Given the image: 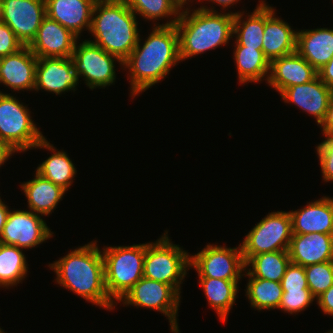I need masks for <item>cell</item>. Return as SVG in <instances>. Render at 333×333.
Listing matches in <instances>:
<instances>
[{"instance_id": "obj_25", "label": "cell", "mask_w": 333, "mask_h": 333, "mask_svg": "<svg viewBox=\"0 0 333 333\" xmlns=\"http://www.w3.org/2000/svg\"><path fill=\"white\" fill-rule=\"evenodd\" d=\"M34 148H46L53 152L50 157L39 164L36 172L68 191L77 171L66 152L57 151L56 147L54 148L45 137Z\"/></svg>"}, {"instance_id": "obj_19", "label": "cell", "mask_w": 333, "mask_h": 333, "mask_svg": "<svg viewBox=\"0 0 333 333\" xmlns=\"http://www.w3.org/2000/svg\"><path fill=\"white\" fill-rule=\"evenodd\" d=\"M288 253L291 263L303 267L333 261V234H292Z\"/></svg>"}, {"instance_id": "obj_21", "label": "cell", "mask_w": 333, "mask_h": 333, "mask_svg": "<svg viewBox=\"0 0 333 333\" xmlns=\"http://www.w3.org/2000/svg\"><path fill=\"white\" fill-rule=\"evenodd\" d=\"M292 234H333V198H320L298 210H291Z\"/></svg>"}, {"instance_id": "obj_14", "label": "cell", "mask_w": 333, "mask_h": 333, "mask_svg": "<svg viewBox=\"0 0 333 333\" xmlns=\"http://www.w3.org/2000/svg\"><path fill=\"white\" fill-rule=\"evenodd\" d=\"M78 39L70 30L46 16L28 47L38 58H67L73 55Z\"/></svg>"}, {"instance_id": "obj_13", "label": "cell", "mask_w": 333, "mask_h": 333, "mask_svg": "<svg viewBox=\"0 0 333 333\" xmlns=\"http://www.w3.org/2000/svg\"><path fill=\"white\" fill-rule=\"evenodd\" d=\"M2 4V22L12 29L24 46H28L46 17L45 0H2Z\"/></svg>"}, {"instance_id": "obj_29", "label": "cell", "mask_w": 333, "mask_h": 333, "mask_svg": "<svg viewBox=\"0 0 333 333\" xmlns=\"http://www.w3.org/2000/svg\"><path fill=\"white\" fill-rule=\"evenodd\" d=\"M290 263L288 250L267 252L253 255L245 263L246 269L250 266L245 271L255 278L281 282Z\"/></svg>"}, {"instance_id": "obj_17", "label": "cell", "mask_w": 333, "mask_h": 333, "mask_svg": "<svg viewBox=\"0 0 333 333\" xmlns=\"http://www.w3.org/2000/svg\"><path fill=\"white\" fill-rule=\"evenodd\" d=\"M38 57L24 46L0 58V83L14 91L34 90Z\"/></svg>"}, {"instance_id": "obj_3", "label": "cell", "mask_w": 333, "mask_h": 333, "mask_svg": "<svg viewBox=\"0 0 333 333\" xmlns=\"http://www.w3.org/2000/svg\"><path fill=\"white\" fill-rule=\"evenodd\" d=\"M136 19L124 1L96 0L89 31L95 40L88 41L124 62L140 37Z\"/></svg>"}, {"instance_id": "obj_20", "label": "cell", "mask_w": 333, "mask_h": 333, "mask_svg": "<svg viewBox=\"0 0 333 333\" xmlns=\"http://www.w3.org/2000/svg\"><path fill=\"white\" fill-rule=\"evenodd\" d=\"M96 0H45L46 16L79 38L83 29L90 31Z\"/></svg>"}, {"instance_id": "obj_18", "label": "cell", "mask_w": 333, "mask_h": 333, "mask_svg": "<svg viewBox=\"0 0 333 333\" xmlns=\"http://www.w3.org/2000/svg\"><path fill=\"white\" fill-rule=\"evenodd\" d=\"M317 76L318 71L297 52H293L271 61L267 83L281 93L288 87L308 83Z\"/></svg>"}, {"instance_id": "obj_24", "label": "cell", "mask_w": 333, "mask_h": 333, "mask_svg": "<svg viewBox=\"0 0 333 333\" xmlns=\"http://www.w3.org/2000/svg\"><path fill=\"white\" fill-rule=\"evenodd\" d=\"M21 188L27 197L30 211L48 216L63 198L66 190L45 179L37 172L35 178L22 183Z\"/></svg>"}, {"instance_id": "obj_5", "label": "cell", "mask_w": 333, "mask_h": 333, "mask_svg": "<svg viewBox=\"0 0 333 333\" xmlns=\"http://www.w3.org/2000/svg\"><path fill=\"white\" fill-rule=\"evenodd\" d=\"M105 287L109 297L118 301L142 277L145 244L104 247Z\"/></svg>"}, {"instance_id": "obj_38", "label": "cell", "mask_w": 333, "mask_h": 333, "mask_svg": "<svg viewBox=\"0 0 333 333\" xmlns=\"http://www.w3.org/2000/svg\"><path fill=\"white\" fill-rule=\"evenodd\" d=\"M317 304L321 310L328 315L333 316V285L329 287L317 299Z\"/></svg>"}, {"instance_id": "obj_1", "label": "cell", "mask_w": 333, "mask_h": 333, "mask_svg": "<svg viewBox=\"0 0 333 333\" xmlns=\"http://www.w3.org/2000/svg\"><path fill=\"white\" fill-rule=\"evenodd\" d=\"M157 25L143 45L139 37L137 45L123 62V69L125 66L130 72L131 97L160 82L181 61L176 26Z\"/></svg>"}, {"instance_id": "obj_10", "label": "cell", "mask_w": 333, "mask_h": 333, "mask_svg": "<svg viewBox=\"0 0 333 333\" xmlns=\"http://www.w3.org/2000/svg\"><path fill=\"white\" fill-rule=\"evenodd\" d=\"M71 60L78 78L83 76L86 85L92 90L104 88L115 82V60L123 66L119 58L88 40L79 45L76 42Z\"/></svg>"}, {"instance_id": "obj_11", "label": "cell", "mask_w": 333, "mask_h": 333, "mask_svg": "<svg viewBox=\"0 0 333 333\" xmlns=\"http://www.w3.org/2000/svg\"><path fill=\"white\" fill-rule=\"evenodd\" d=\"M194 268L199 277L240 280L246 272L241 246L206 245L200 252L190 256V269Z\"/></svg>"}, {"instance_id": "obj_34", "label": "cell", "mask_w": 333, "mask_h": 333, "mask_svg": "<svg viewBox=\"0 0 333 333\" xmlns=\"http://www.w3.org/2000/svg\"><path fill=\"white\" fill-rule=\"evenodd\" d=\"M316 300L310 290H283L278 309L293 314L304 311Z\"/></svg>"}, {"instance_id": "obj_27", "label": "cell", "mask_w": 333, "mask_h": 333, "mask_svg": "<svg viewBox=\"0 0 333 333\" xmlns=\"http://www.w3.org/2000/svg\"><path fill=\"white\" fill-rule=\"evenodd\" d=\"M234 50V60L240 83L261 82L262 79L268 81L271 62L264 55L263 50L242 45H235Z\"/></svg>"}, {"instance_id": "obj_8", "label": "cell", "mask_w": 333, "mask_h": 333, "mask_svg": "<svg viewBox=\"0 0 333 333\" xmlns=\"http://www.w3.org/2000/svg\"><path fill=\"white\" fill-rule=\"evenodd\" d=\"M292 238L289 212H271L254 226L240 244L245 263L253 256L288 250Z\"/></svg>"}, {"instance_id": "obj_40", "label": "cell", "mask_w": 333, "mask_h": 333, "mask_svg": "<svg viewBox=\"0 0 333 333\" xmlns=\"http://www.w3.org/2000/svg\"><path fill=\"white\" fill-rule=\"evenodd\" d=\"M318 76L333 91V56L318 70Z\"/></svg>"}, {"instance_id": "obj_32", "label": "cell", "mask_w": 333, "mask_h": 333, "mask_svg": "<svg viewBox=\"0 0 333 333\" xmlns=\"http://www.w3.org/2000/svg\"><path fill=\"white\" fill-rule=\"evenodd\" d=\"M124 1L127 6L135 13L139 14L147 20H158V18H168V16L174 19L167 21L161 26L175 25L180 15V8L173 2V0H121Z\"/></svg>"}, {"instance_id": "obj_41", "label": "cell", "mask_w": 333, "mask_h": 333, "mask_svg": "<svg viewBox=\"0 0 333 333\" xmlns=\"http://www.w3.org/2000/svg\"><path fill=\"white\" fill-rule=\"evenodd\" d=\"M18 151L15 150L8 142L0 139V167L3 165L12 155Z\"/></svg>"}, {"instance_id": "obj_45", "label": "cell", "mask_w": 333, "mask_h": 333, "mask_svg": "<svg viewBox=\"0 0 333 333\" xmlns=\"http://www.w3.org/2000/svg\"><path fill=\"white\" fill-rule=\"evenodd\" d=\"M2 18H3V4L2 0H0V23L2 22Z\"/></svg>"}, {"instance_id": "obj_15", "label": "cell", "mask_w": 333, "mask_h": 333, "mask_svg": "<svg viewBox=\"0 0 333 333\" xmlns=\"http://www.w3.org/2000/svg\"><path fill=\"white\" fill-rule=\"evenodd\" d=\"M79 78L74 69L71 57L38 58L34 90L60 95L70 90L75 91Z\"/></svg>"}, {"instance_id": "obj_9", "label": "cell", "mask_w": 333, "mask_h": 333, "mask_svg": "<svg viewBox=\"0 0 333 333\" xmlns=\"http://www.w3.org/2000/svg\"><path fill=\"white\" fill-rule=\"evenodd\" d=\"M119 301L127 306L160 311L168 317L170 330L179 333L177 314L180 294L171 285L142 277Z\"/></svg>"}, {"instance_id": "obj_42", "label": "cell", "mask_w": 333, "mask_h": 333, "mask_svg": "<svg viewBox=\"0 0 333 333\" xmlns=\"http://www.w3.org/2000/svg\"><path fill=\"white\" fill-rule=\"evenodd\" d=\"M9 212H10V210H9L8 206L5 205V203L1 200V197H0V238L2 236Z\"/></svg>"}, {"instance_id": "obj_12", "label": "cell", "mask_w": 333, "mask_h": 333, "mask_svg": "<svg viewBox=\"0 0 333 333\" xmlns=\"http://www.w3.org/2000/svg\"><path fill=\"white\" fill-rule=\"evenodd\" d=\"M52 234L40 214L26 210H10L0 243L21 249L34 248L50 239Z\"/></svg>"}, {"instance_id": "obj_37", "label": "cell", "mask_w": 333, "mask_h": 333, "mask_svg": "<svg viewBox=\"0 0 333 333\" xmlns=\"http://www.w3.org/2000/svg\"><path fill=\"white\" fill-rule=\"evenodd\" d=\"M24 45L16 37L12 29L5 23H0V58L16 53Z\"/></svg>"}, {"instance_id": "obj_31", "label": "cell", "mask_w": 333, "mask_h": 333, "mask_svg": "<svg viewBox=\"0 0 333 333\" xmlns=\"http://www.w3.org/2000/svg\"><path fill=\"white\" fill-rule=\"evenodd\" d=\"M22 251L17 246L0 243V287H13L27 275L28 265Z\"/></svg>"}, {"instance_id": "obj_16", "label": "cell", "mask_w": 333, "mask_h": 333, "mask_svg": "<svg viewBox=\"0 0 333 333\" xmlns=\"http://www.w3.org/2000/svg\"><path fill=\"white\" fill-rule=\"evenodd\" d=\"M332 90L317 76L308 83L284 89L280 96L286 103H294L303 111L313 115L318 125L324 120Z\"/></svg>"}, {"instance_id": "obj_33", "label": "cell", "mask_w": 333, "mask_h": 333, "mask_svg": "<svg viewBox=\"0 0 333 333\" xmlns=\"http://www.w3.org/2000/svg\"><path fill=\"white\" fill-rule=\"evenodd\" d=\"M305 275L308 288L317 299L333 285V261L306 266Z\"/></svg>"}, {"instance_id": "obj_35", "label": "cell", "mask_w": 333, "mask_h": 333, "mask_svg": "<svg viewBox=\"0 0 333 333\" xmlns=\"http://www.w3.org/2000/svg\"><path fill=\"white\" fill-rule=\"evenodd\" d=\"M283 290H310L305 275V267L290 263L281 279Z\"/></svg>"}, {"instance_id": "obj_44", "label": "cell", "mask_w": 333, "mask_h": 333, "mask_svg": "<svg viewBox=\"0 0 333 333\" xmlns=\"http://www.w3.org/2000/svg\"><path fill=\"white\" fill-rule=\"evenodd\" d=\"M173 2L180 8V10H182V8H185L184 5L188 4L187 0H173Z\"/></svg>"}, {"instance_id": "obj_39", "label": "cell", "mask_w": 333, "mask_h": 333, "mask_svg": "<svg viewBox=\"0 0 333 333\" xmlns=\"http://www.w3.org/2000/svg\"><path fill=\"white\" fill-rule=\"evenodd\" d=\"M320 127L324 136L333 137V92L329 101L328 109Z\"/></svg>"}, {"instance_id": "obj_43", "label": "cell", "mask_w": 333, "mask_h": 333, "mask_svg": "<svg viewBox=\"0 0 333 333\" xmlns=\"http://www.w3.org/2000/svg\"><path fill=\"white\" fill-rule=\"evenodd\" d=\"M201 1V0H199ZM207 1V0H206ZM209 2H213V3H217V5H220L222 7H224L225 9H227L226 7L229 6V8L234 5V3L236 2H239V0H208ZM231 5V6H230Z\"/></svg>"}, {"instance_id": "obj_26", "label": "cell", "mask_w": 333, "mask_h": 333, "mask_svg": "<svg viewBox=\"0 0 333 333\" xmlns=\"http://www.w3.org/2000/svg\"><path fill=\"white\" fill-rule=\"evenodd\" d=\"M207 301L216 310L219 319L225 322L229 311L235 304L240 280L199 277Z\"/></svg>"}, {"instance_id": "obj_23", "label": "cell", "mask_w": 333, "mask_h": 333, "mask_svg": "<svg viewBox=\"0 0 333 333\" xmlns=\"http://www.w3.org/2000/svg\"><path fill=\"white\" fill-rule=\"evenodd\" d=\"M296 52L318 71L333 56V29L297 31Z\"/></svg>"}, {"instance_id": "obj_6", "label": "cell", "mask_w": 333, "mask_h": 333, "mask_svg": "<svg viewBox=\"0 0 333 333\" xmlns=\"http://www.w3.org/2000/svg\"><path fill=\"white\" fill-rule=\"evenodd\" d=\"M187 269H190V255L170 241L168 231L156 242L145 243L143 277L169 284L180 294Z\"/></svg>"}, {"instance_id": "obj_36", "label": "cell", "mask_w": 333, "mask_h": 333, "mask_svg": "<svg viewBox=\"0 0 333 333\" xmlns=\"http://www.w3.org/2000/svg\"><path fill=\"white\" fill-rule=\"evenodd\" d=\"M325 140L316 146L323 180L333 181V137L325 136Z\"/></svg>"}, {"instance_id": "obj_22", "label": "cell", "mask_w": 333, "mask_h": 333, "mask_svg": "<svg viewBox=\"0 0 333 333\" xmlns=\"http://www.w3.org/2000/svg\"><path fill=\"white\" fill-rule=\"evenodd\" d=\"M265 2V29L262 50L271 62L273 59L296 52L297 30L279 17Z\"/></svg>"}, {"instance_id": "obj_7", "label": "cell", "mask_w": 333, "mask_h": 333, "mask_svg": "<svg viewBox=\"0 0 333 333\" xmlns=\"http://www.w3.org/2000/svg\"><path fill=\"white\" fill-rule=\"evenodd\" d=\"M44 138L31 119L27 106L0 91V139L18 152L33 149Z\"/></svg>"}, {"instance_id": "obj_4", "label": "cell", "mask_w": 333, "mask_h": 333, "mask_svg": "<svg viewBox=\"0 0 333 333\" xmlns=\"http://www.w3.org/2000/svg\"><path fill=\"white\" fill-rule=\"evenodd\" d=\"M217 12L206 6L192 13L188 8L181 10L175 24L181 61L226 45L233 38L234 13Z\"/></svg>"}, {"instance_id": "obj_30", "label": "cell", "mask_w": 333, "mask_h": 333, "mask_svg": "<svg viewBox=\"0 0 333 333\" xmlns=\"http://www.w3.org/2000/svg\"><path fill=\"white\" fill-rule=\"evenodd\" d=\"M247 276L249 281L245 291L251 307L257 310L279 308L283 295L281 282L255 278L246 272Z\"/></svg>"}, {"instance_id": "obj_2", "label": "cell", "mask_w": 333, "mask_h": 333, "mask_svg": "<svg viewBox=\"0 0 333 333\" xmlns=\"http://www.w3.org/2000/svg\"><path fill=\"white\" fill-rule=\"evenodd\" d=\"M56 273V282L81 296L93 305L114 309L105 287L104 260L97 241H92L69 252L49 264Z\"/></svg>"}, {"instance_id": "obj_28", "label": "cell", "mask_w": 333, "mask_h": 333, "mask_svg": "<svg viewBox=\"0 0 333 333\" xmlns=\"http://www.w3.org/2000/svg\"><path fill=\"white\" fill-rule=\"evenodd\" d=\"M259 3L251 15L246 17L247 20H241L244 11L234 13L233 35H236V45L262 50L265 29V1L261 0Z\"/></svg>"}]
</instances>
